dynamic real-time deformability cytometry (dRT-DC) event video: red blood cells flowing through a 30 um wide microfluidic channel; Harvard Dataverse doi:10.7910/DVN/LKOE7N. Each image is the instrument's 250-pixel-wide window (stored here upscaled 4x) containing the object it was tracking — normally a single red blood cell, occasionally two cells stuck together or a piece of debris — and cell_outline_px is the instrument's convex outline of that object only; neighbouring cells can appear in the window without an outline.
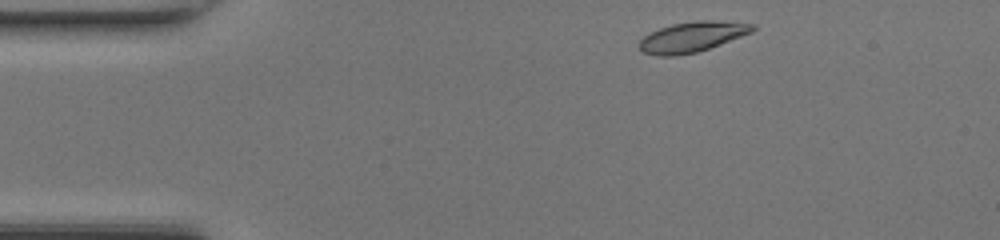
{"species": "common noctule bat (a hibernating species)", "species_latin": "Nyctalus noctula", "temperature_condition": "room temperature", "stored_images_in_passage": 41, "camera_frame_rate_fps": 3000, "um_per_image_px": 0.085, "animal": {"sex": "female", "body_mass_g": 17.0, "forearm_length_mm": 48.0}, "frame": {"image": 1, "passage_image": 1, "time_ms": 0.0, "image_size_px": [1000, 240], "cell_outline_px": [[756, 28], [752, 32], [720, 44], [696, 52], [672, 56], [660, 56], [644, 52], [640, 48], [640, 40], [644, 36], [660, 28], [672, 24], [696, 20], [712, 20], [756, 24]], "centroid_in_image_um": [58.86, 3.12], "position_along_channel_um": 26.1, "area_um2": 19.71}}
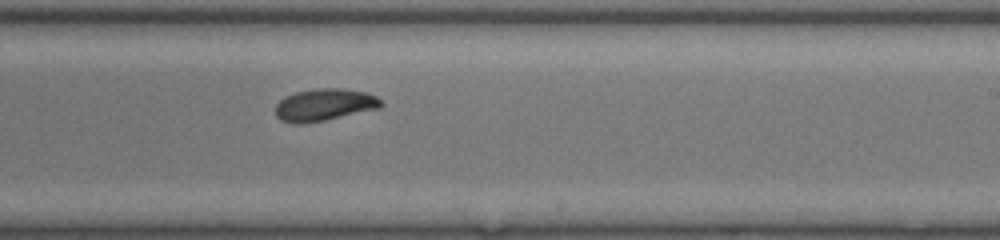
{"frame": {"image": 2, "passage_image": 22, "time_ms": 7.0, "image_size_px": [1000, 240], "cell_outline_px": [[384, 104], [380, 108], [324, 120], [300, 124], [296, 124], [280, 120], [276, 116], [276, 104], [284, 96], [296, 92], [316, 88], [340, 88], [368, 92], [376, 96]], "centroid_in_image_um": [27.57, 8.9], "position_along_channel_um": 261.4, "area_um2": 19.83}}
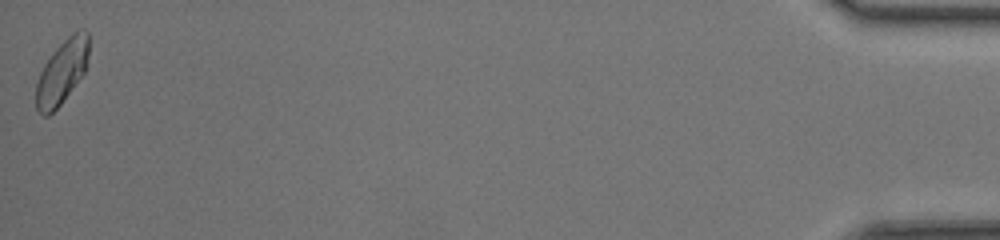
{"frame": {"image": 3, "passage_image": 41, "time_ms": 13.333, "image_size_px": [1000, 240], "cell_outline_px": [[88, 56], [84, 72], [60, 104], [48, 116], [44, 116], [36, 108], [36, 84], [40, 72], [44, 64], [52, 52], [72, 32], [80, 28], [84, 28], [88, 32]], "centroid_in_image_um": [5.26, 6.07], "position_along_channel_um": 429.9, "area_um2": 19.42}, "authors_computed_cell_mechanics": {"area_um2": 19.5364, "velocity_mm_per_s": 4.3257, "shape_relaxation_time_tau1_ms": 3.7832, "shape_relaxation_time_tau2_ms": 3.1915, "deformation_change_tau1": 0.1619, "deformation_change_tau2": 0.0691}}